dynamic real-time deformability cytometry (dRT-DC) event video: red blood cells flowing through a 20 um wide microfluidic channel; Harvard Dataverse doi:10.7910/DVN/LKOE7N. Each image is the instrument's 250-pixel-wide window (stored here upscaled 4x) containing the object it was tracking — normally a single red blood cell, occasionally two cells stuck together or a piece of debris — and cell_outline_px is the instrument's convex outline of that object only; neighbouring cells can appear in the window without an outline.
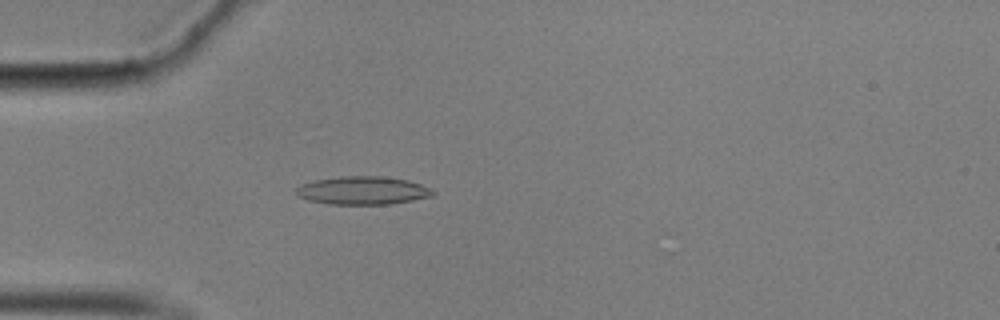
{"species": "common noctule bat (a hibernating species)", "species_latin": "Nyctalus noctula", "temperature_condition": "cold", "stored_images_in_passage": 57, "camera_frame_rate_fps": 3000, "um_per_image_px": 0.085, "animal": {"sex": "male", "body_mass_g": 17.9}, "frame": {"image": 1, "passage_image": 17, "time_ms": 5.333, "image_size_px": [1000, 320], "cell_outline_px": [[436, 192], [432, 196], [412, 200], [388, 204], [332, 204], [308, 200], [300, 196], [296, 192], [296, 188], [300, 184], [316, 180], [340, 176], [384, 176], [408, 180], [432, 188]], "centroid_in_image_um": [30.86, 16.18], "position_along_channel_um": 54.1, "area_um2": 22.37}}
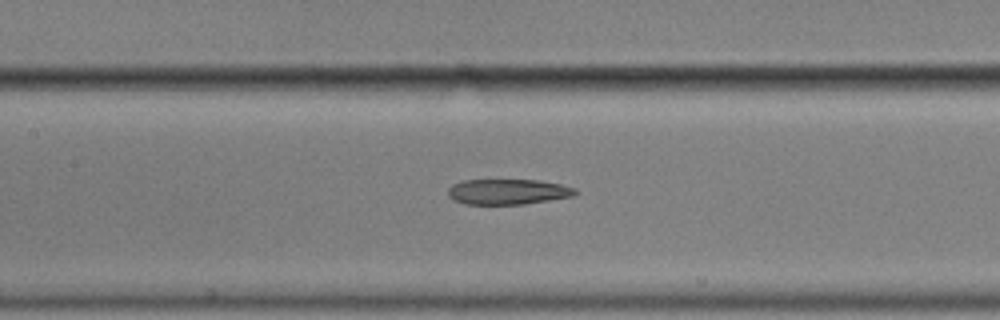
{"frame": {"image": 2, "passage_image": 27, "time_ms": 8.667, "image_size_px": [1000, 320], "cell_outline_px": [[576, 192], [572, 196], [524, 204], [464, 204], [452, 200], [448, 196], [448, 188], [452, 184], [460, 180], [540, 180], [560, 184], [576, 188]], "centroid_in_image_um": [43.1, 16.29], "position_along_channel_um": 164.3, "area_um2": 18.9}}
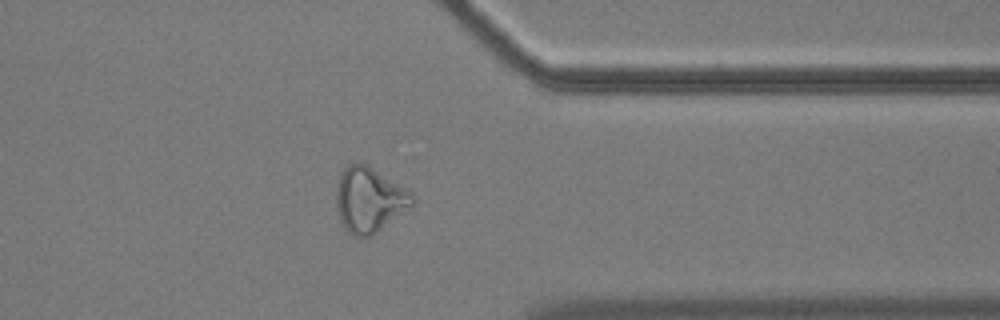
{"frame": {"image": 3, "passage_image": 46, "time_ms": 15.0, "image_size_px": [1000, 320], "cell_outline_px": [[416, 204], [372, 236], [352, 236], [344, 228], [340, 220], [336, 208], [336, 192], [340, 176], [344, 168], [352, 160], [368, 164], [412, 192], [416, 196]], "centroid_in_image_um": [31.42, 16.96], "position_along_channel_um": 380.0, "area_um2": 29.42}, "authors_computed_cell_mechanics": {"area_um2": 21.2126, "velocity_mm_per_s": 3.5179, "shape_relaxation_time_tau1_ms": null, "shape_relaxation_time_tau2_ms": 3.4432, "deformation_change_tau1": null, "deformation_change_tau2": 0.1273}}